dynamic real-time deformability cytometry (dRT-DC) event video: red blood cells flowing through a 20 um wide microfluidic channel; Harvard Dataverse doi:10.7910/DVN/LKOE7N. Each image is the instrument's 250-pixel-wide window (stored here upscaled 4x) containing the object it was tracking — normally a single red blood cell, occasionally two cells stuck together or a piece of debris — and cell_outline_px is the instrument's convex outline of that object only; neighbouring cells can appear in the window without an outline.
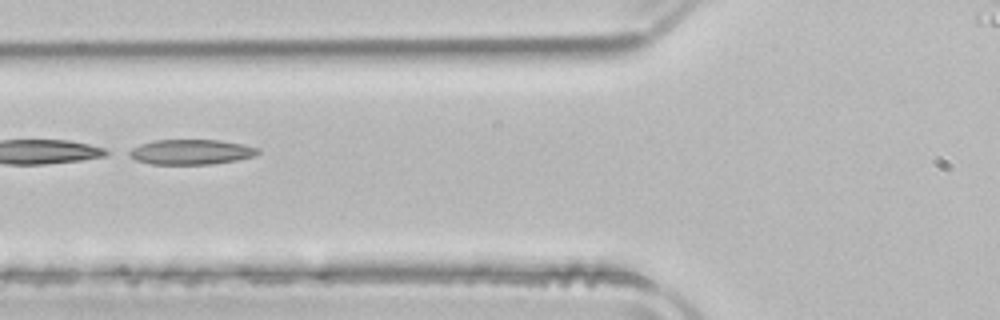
{"species": "common noctule bat (a hibernating species)", "species_latin": "Nyctalus noctula", "temperature_condition": "room temperature", "stored_images_in_passage": 5, "camera_frame_rate_fps": 3000, "um_per_image_px": 0.085, "animal": {"sex": "male", "body_mass_g": 21.5, "forearm_length_mm": 52.0}, "frame": {"image": 1, "passage_image": 3, "time_ms": 0.667, "image_size_px": [1000, 320], "cell_outline_px": [[260, 152], [256, 156], [236, 160], [212, 164], [148, 164], [136, 160], [128, 156], [124, 152], [140, 144], [152, 140], [220, 140], [244, 144], [260, 148]], "centroid_in_image_um": [16.22, 12.91], "position_along_channel_um": 109.6, "area_um2": 19.13}}
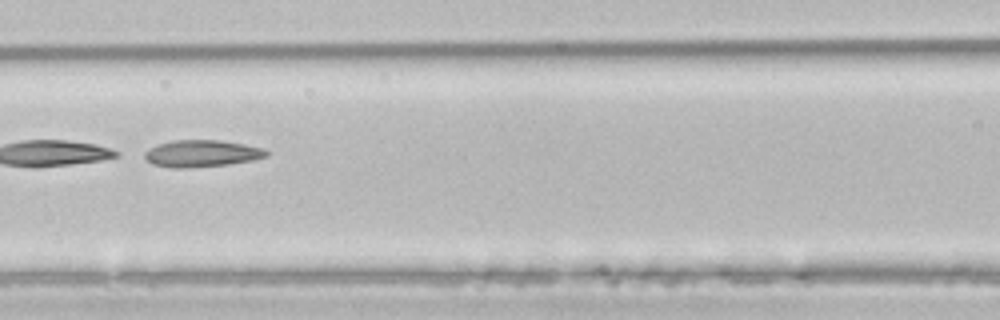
{"frame": {"image": 2, "passage_image": 4, "time_ms": 1.0, "image_size_px": [1000, 320], "cell_outline_px": [[268, 156], [252, 160], [228, 164], [184, 168], [172, 168], [152, 164], [144, 156], [144, 152], [148, 148], [156, 144], [172, 140], [220, 140], [244, 144], [264, 148], [268, 152]], "centroid_in_image_um": [17.12, 13.04], "position_along_channel_um": 149.5, "area_um2": 19.13}}
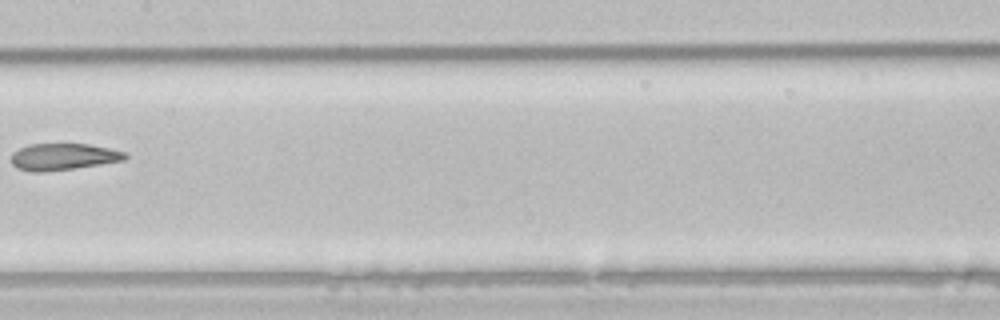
{"frame": {"image": 3, "passage_image": 5, "time_ms": 1.333, "image_size_px": [1000, 320], "cell_outline_px": [[128, 156], [124, 160], [76, 168], [40, 172], [32, 172], [16, 168], [12, 164], [12, 152], [28, 144], [88, 144], [128, 152]], "centroid_in_image_um": [5.37, 13.32], "position_along_channel_um": 202.0, "area_um2": 17.74}}